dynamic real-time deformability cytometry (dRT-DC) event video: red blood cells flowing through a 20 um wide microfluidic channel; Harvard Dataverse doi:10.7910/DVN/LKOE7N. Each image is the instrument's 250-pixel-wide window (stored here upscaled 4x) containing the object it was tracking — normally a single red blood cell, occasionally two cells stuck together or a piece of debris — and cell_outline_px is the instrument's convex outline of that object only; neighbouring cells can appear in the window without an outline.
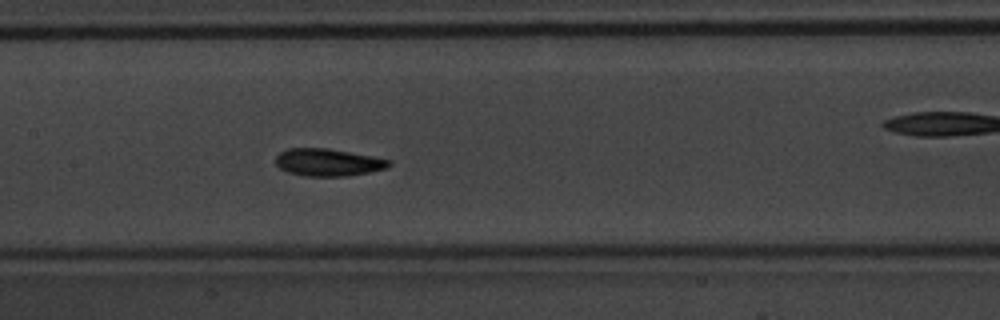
{"species": "common noctule bat (a hibernating species)", "species_latin": "Nyctalus noctula", "temperature_condition": "warm", "stored_images_in_passage": 37, "camera_frame_rate_fps": 3000, "um_per_image_px": 0.085, "animal": {"sex": "male", "body_mass_g": 20.1, "forearm_length_mm": 53.5}, "frame": {"image": 1, "passage_image": 11, "time_ms": 3.333, "image_size_px": [1000, 320], "cell_outline_px": [[392, 164], [384, 168], [368, 172], [348, 176], [304, 176], [288, 172], [280, 168], [276, 164], [276, 156], [280, 152], [288, 148], [328, 148], [372, 156], [392, 160]], "centroid_in_image_um": [27.87, 13.79], "position_along_channel_um": 179.5, "area_um2": 18.03}}
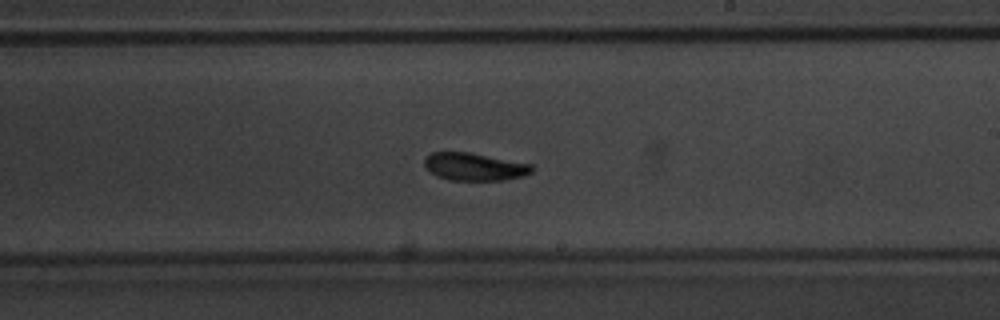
{"frame": {"image": 2, "passage_image": 16, "time_ms": 5.0, "image_size_px": [1000, 320], "cell_outline_px": [[536, 168], [532, 172], [524, 176], [504, 180], [448, 180], [436, 176], [424, 164], [424, 160], [432, 152], [468, 152], [532, 164]], "centroid_in_image_um": [40.37, 14.18], "position_along_channel_um": 248.6, "area_um2": 17.28}, "authors_computed_cell_mechanics": {"area_um2": 17.3978, "velocity_mm_per_s": 4.1681, "shape_relaxation_time_tau1_ms": 2.485, "shape_relaxation_time_tau2_ms": 4.1694, "deformation_change_tau1": 0.1111, "deformation_change_tau2": 0.108}}